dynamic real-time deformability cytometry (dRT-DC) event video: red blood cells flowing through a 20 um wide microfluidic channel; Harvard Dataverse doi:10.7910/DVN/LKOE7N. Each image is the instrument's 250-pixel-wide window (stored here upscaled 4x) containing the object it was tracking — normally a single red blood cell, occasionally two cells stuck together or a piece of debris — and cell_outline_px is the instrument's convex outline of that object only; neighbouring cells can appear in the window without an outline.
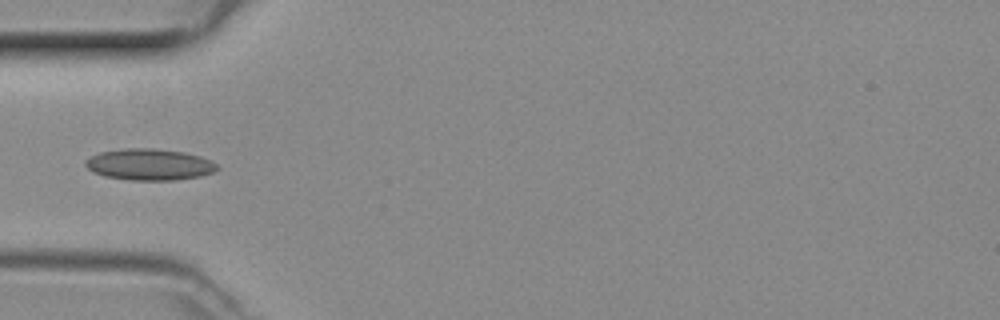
{"species": "common noctule bat (a hibernating species)", "species_latin": "Nyctalus noctula", "temperature_condition": "room temperature", "stored_images_in_passage": 34, "camera_frame_rate_fps": 3000, "um_per_image_px": 0.085, "animal": {"sex": "female", "body_mass_g": 29.2, "forearm_length_mm": 56.3}, "frame": {"image": 1, "passage_image": 1, "time_ms": 0.0, "image_size_px": [1000, 320], "cell_outline_px": [[220, 168], [212, 172], [200, 176], [172, 180], [128, 180], [104, 176], [92, 172], [84, 164], [84, 160], [100, 152], [124, 148], [152, 148], [184, 152], [200, 156], [216, 164]], "centroid_in_image_um": [12.66, 13.98], "position_along_channel_um": 72.3, "area_um2": 24.04}}
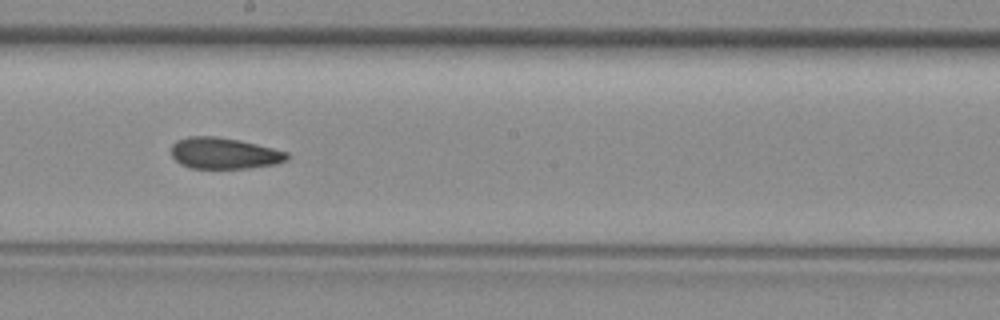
{"frame": {"image": 2, "passage_image": 12, "time_ms": 3.667, "image_size_px": [1000, 320], "cell_outline_px": [[288, 160], [276, 164], [248, 168], [192, 168], [180, 164], [172, 156], [172, 144], [176, 140], [188, 136], [216, 136], [240, 140], [288, 152]], "centroid_in_image_um": [19.04, 13.02], "position_along_channel_um": 229.2, "area_um2": 21.1}}
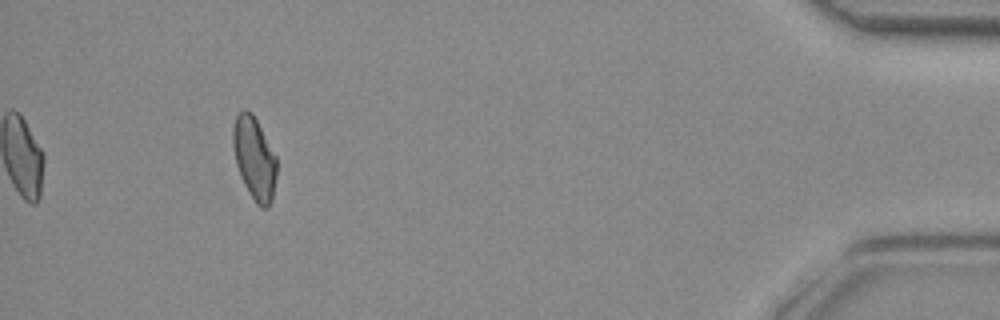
{"frame": {"image": 3, "passage_image": 30, "time_ms": 9.667, "image_size_px": [1000, 320], "cell_outline_px": [[276, 176], [272, 200], [268, 208], [260, 208], [256, 204], [248, 192], [244, 184], [236, 164], [232, 144], [232, 128], [236, 116], [244, 108], [252, 112], [276, 156]], "centroid_in_image_um": [21.61, 13.46], "position_along_channel_um": 413.6, "area_um2": 21.1}}